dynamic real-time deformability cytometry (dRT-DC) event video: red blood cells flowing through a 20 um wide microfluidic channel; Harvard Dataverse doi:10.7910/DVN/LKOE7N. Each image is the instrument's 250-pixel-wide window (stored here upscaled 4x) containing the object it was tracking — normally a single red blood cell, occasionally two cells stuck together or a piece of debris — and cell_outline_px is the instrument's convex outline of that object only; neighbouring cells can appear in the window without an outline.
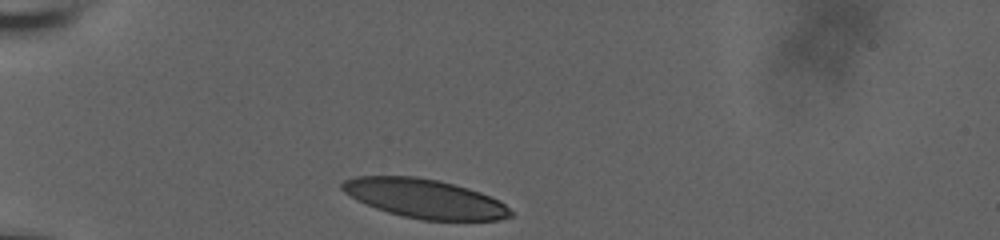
{"species": "human", "species_latin": "Homo sapiens", "temperature_condition": "room temperature", "stored_images_in_passage": 32, "camera_frame_rate_fps": 3000, "um_per_image_px": 0.085, "donor": {"sex": "male"}, "frame": {"image": 1, "passage_image": 1, "time_ms": 0.0, "image_size_px": [1000, 240], "cell_outline_px": [[512, 216], [500, 220], [420, 220], [388, 212], [376, 208], [356, 200], [344, 192], [340, 188], [340, 184], [344, 180], [356, 176], [416, 176], [436, 180], [468, 188], [480, 192], [500, 200], [512, 212]], "centroid_in_image_um": [36.08, 16.88], "position_along_channel_um": 48.9, "area_um2": 38.26}}
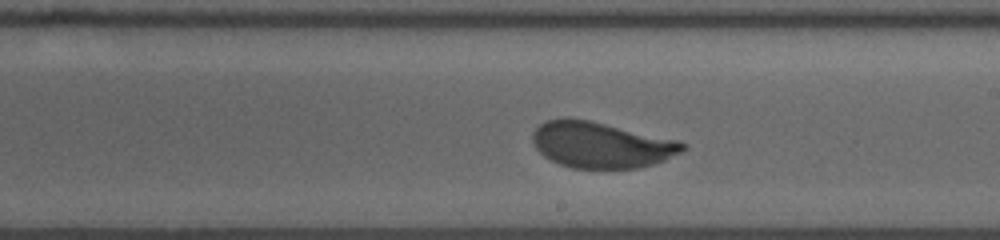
{"frame": {"image": 2, "passage_image": 19, "time_ms": 6.0, "image_size_px": [1000, 240], "cell_outline_px": [[688, 148], [664, 160], [640, 168], [572, 168], [560, 164], [544, 156], [536, 148], [532, 140], [532, 132], [540, 124], [548, 120], [568, 116], [588, 120], [680, 140], [688, 144]], "centroid_in_image_um": [51.11, 12.3], "position_along_channel_um": 237.9, "area_um2": 40.34}}
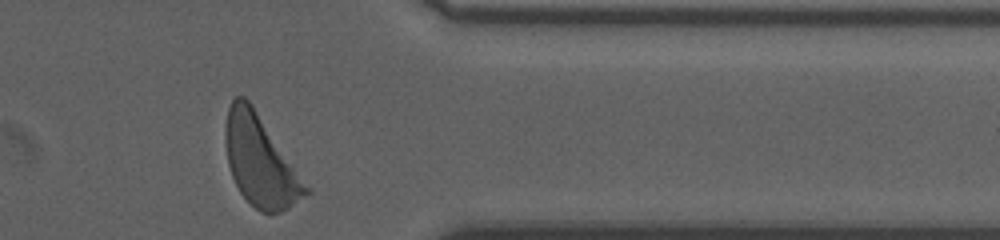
{"frame": {"image": 3, "passage_image": 32, "time_ms": 10.333, "image_size_px": [1000, 240], "cell_outline_px": [[312, 192], [288, 208], [280, 212], [260, 212], [240, 192], [232, 176], [228, 164], [224, 140], [224, 124], [228, 108], [232, 100], [236, 96], [244, 96], [252, 104], [312, 188]], "centroid_in_image_um": [22.15, 13.67], "position_along_channel_um": 389.3, "area_um2": 42.77}, "authors_computed_cell_mechanics": {"area_um2": 40.2577, "velocity_mm_per_s": 3.6939, "shape_relaxation_time_tau1_ms": 2.8175, "shape_relaxation_time_tau2_ms": null, "deformation_change_tau1": 0.1502, "deformation_change_tau2": null}}